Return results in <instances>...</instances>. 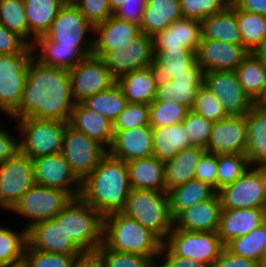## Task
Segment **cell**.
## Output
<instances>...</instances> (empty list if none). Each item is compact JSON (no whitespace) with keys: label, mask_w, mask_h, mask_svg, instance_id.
I'll list each match as a JSON object with an SVG mask.
<instances>
[{"label":"cell","mask_w":266,"mask_h":267,"mask_svg":"<svg viewBox=\"0 0 266 267\" xmlns=\"http://www.w3.org/2000/svg\"><path fill=\"white\" fill-rule=\"evenodd\" d=\"M31 57L21 103L10 115L13 118H40L68 122L75 102L69 71L34 63Z\"/></svg>","instance_id":"obj_1"},{"label":"cell","mask_w":266,"mask_h":267,"mask_svg":"<svg viewBox=\"0 0 266 267\" xmlns=\"http://www.w3.org/2000/svg\"><path fill=\"white\" fill-rule=\"evenodd\" d=\"M130 190L127 163L107 153L82 181L80 197L104 217L124 208Z\"/></svg>","instance_id":"obj_2"},{"label":"cell","mask_w":266,"mask_h":267,"mask_svg":"<svg viewBox=\"0 0 266 267\" xmlns=\"http://www.w3.org/2000/svg\"><path fill=\"white\" fill-rule=\"evenodd\" d=\"M103 244L118 252L147 256L155 262L163 242L135 219L114 212L103 217Z\"/></svg>","instance_id":"obj_3"},{"label":"cell","mask_w":266,"mask_h":267,"mask_svg":"<svg viewBox=\"0 0 266 267\" xmlns=\"http://www.w3.org/2000/svg\"><path fill=\"white\" fill-rule=\"evenodd\" d=\"M120 212L138 221L163 243L174 228L166 191L131 188Z\"/></svg>","instance_id":"obj_4"},{"label":"cell","mask_w":266,"mask_h":267,"mask_svg":"<svg viewBox=\"0 0 266 267\" xmlns=\"http://www.w3.org/2000/svg\"><path fill=\"white\" fill-rule=\"evenodd\" d=\"M84 253H95L103 243V216L81 197L73 198L54 218Z\"/></svg>","instance_id":"obj_5"},{"label":"cell","mask_w":266,"mask_h":267,"mask_svg":"<svg viewBox=\"0 0 266 267\" xmlns=\"http://www.w3.org/2000/svg\"><path fill=\"white\" fill-rule=\"evenodd\" d=\"M19 131L25 138L20 141V153L35 159L62 151L63 136L68 122L53 119H18Z\"/></svg>","instance_id":"obj_6"},{"label":"cell","mask_w":266,"mask_h":267,"mask_svg":"<svg viewBox=\"0 0 266 267\" xmlns=\"http://www.w3.org/2000/svg\"><path fill=\"white\" fill-rule=\"evenodd\" d=\"M247 170L233 183L217 191L222 208L266 209V169Z\"/></svg>","instance_id":"obj_7"},{"label":"cell","mask_w":266,"mask_h":267,"mask_svg":"<svg viewBox=\"0 0 266 267\" xmlns=\"http://www.w3.org/2000/svg\"><path fill=\"white\" fill-rule=\"evenodd\" d=\"M72 199L73 197L68 192L34 184L23 194L11 211L30 219L31 222L25 229L28 231L37 223L54 219Z\"/></svg>","instance_id":"obj_8"},{"label":"cell","mask_w":266,"mask_h":267,"mask_svg":"<svg viewBox=\"0 0 266 267\" xmlns=\"http://www.w3.org/2000/svg\"><path fill=\"white\" fill-rule=\"evenodd\" d=\"M164 244L176 255L211 267L225 245L217 232L184 231L173 228Z\"/></svg>","instance_id":"obj_9"},{"label":"cell","mask_w":266,"mask_h":267,"mask_svg":"<svg viewBox=\"0 0 266 267\" xmlns=\"http://www.w3.org/2000/svg\"><path fill=\"white\" fill-rule=\"evenodd\" d=\"M107 150L108 148L85 133L66 125L61 153L81 181L97 167Z\"/></svg>","instance_id":"obj_10"},{"label":"cell","mask_w":266,"mask_h":267,"mask_svg":"<svg viewBox=\"0 0 266 267\" xmlns=\"http://www.w3.org/2000/svg\"><path fill=\"white\" fill-rule=\"evenodd\" d=\"M71 78L72 96L75 103L106 91L116 84V79L102 58L89 55L68 70Z\"/></svg>","instance_id":"obj_11"},{"label":"cell","mask_w":266,"mask_h":267,"mask_svg":"<svg viewBox=\"0 0 266 267\" xmlns=\"http://www.w3.org/2000/svg\"><path fill=\"white\" fill-rule=\"evenodd\" d=\"M102 59L116 80L136 69L148 67L154 60L153 37L141 33L128 43L113 46Z\"/></svg>","instance_id":"obj_12"},{"label":"cell","mask_w":266,"mask_h":267,"mask_svg":"<svg viewBox=\"0 0 266 267\" xmlns=\"http://www.w3.org/2000/svg\"><path fill=\"white\" fill-rule=\"evenodd\" d=\"M33 54L0 55V109L11 115L21 103Z\"/></svg>","instance_id":"obj_13"},{"label":"cell","mask_w":266,"mask_h":267,"mask_svg":"<svg viewBox=\"0 0 266 267\" xmlns=\"http://www.w3.org/2000/svg\"><path fill=\"white\" fill-rule=\"evenodd\" d=\"M34 184V166L30 157L19 152L0 163V206L11 210Z\"/></svg>","instance_id":"obj_14"},{"label":"cell","mask_w":266,"mask_h":267,"mask_svg":"<svg viewBox=\"0 0 266 267\" xmlns=\"http://www.w3.org/2000/svg\"><path fill=\"white\" fill-rule=\"evenodd\" d=\"M203 85L218 98L228 116L246 115L255 104L235 71H206Z\"/></svg>","instance_id":"obj_15"},{"label":"cell","mask_w":266,"mask_h":267,"mask_svg":"<svg viewBox=\"0 0 266 267\" xmlns=\"http://www.w3.org/2000/svg\"><path fill=\"white\" fill-rule=\"evenodd\" d=\"M35 184L68 192L73 198L80 197L82 181L71 170L70 164L56 153L32 159ZM75 183L72 189L68 186Z\"/></svg>","instance_id":"obj_16"},{"label":"cell","mask_w":266,"mask_h":267,"mask_svg":"<svg viewBox=\"0 0 266 267\" xmlns=\"http://www.w3.org/2000/svg\"><path fill=\"white\" fill-rule=\"evenodd\" d=\"M89 29L94 27L77 6L64 5L44 36L58 46H94V41L84 38Z\"/></svg>","instance_id":"obj_17"},{"label":"cell","mask_w":266,"mask_h":267,"mask_svg":"<svg viewBox=\"0 0 266 267\" xmlns=\"http://www.w3.org/2000/svg\"><path fill=\"white\" fill-rule=\"evenodd\" d=\"M247 149L246 116H228L213 122L205 150L218 154H245Z\"/></svg>","instance_id":"obj_18"},{"label":"cell","mask_w":266,"mask_h":267,"mask_svg":"<svg viewBox=\"0 0 266 267\" xmlns=\"http://www.w3.org/2000/svg\"><path fill=\"white\" fill-rule=\"evenodd\" d=\"M249 53L243 45L201 38L196 61L204 72L235 71Z\"/></svg>","instance_id":"obj_19"},{"label":"cell","mask_w":266,"mask_h":267,"mask_svg":"<svg viewBox=\"0 0 266 267\" xmlns=\"http://www.w3.org/2000/svg\"><path fill=\"white\" fill-rule=\"evenodd\" d=\"M113 132V139L107 150L112 157L127 163L153 155V133L150 125Z\"/></svg>","instance_id":"obj_20"},{"label":"cell","mask_w":266,"mask_h":267,"mask_svg":"<svg viewBox=\"0 0 266 267\" xmlns=\"http://www.w3.org/2000/svg\"><path fill=\"white\" fill-rule=\"evenodd\" d=\"M28 244L36 250L82 256L84 253L72 242L55 219L35 224L27 231Z\"/></svg>","instance_id":"obj_21"},{"label":"cell","mask_w":266,"mask_h":267,"mask_svg":"<svg viewBox=\"0 0 266 267\" xmlns=\"http://www.w3.org/2000/svg\"><path fill=\"white\" fill-rule=\"evenodd\" d=\"M201 38V22L182 17L156 34L153 37V45L154 50L189 49L196 52Z\"/></svg>","instance_id":"obj_22"},{"label":"cell","mask_w":266,"mask_h":267,"mask_svg":"<svg viewBox=\"0 0 266 267\" xmlns=\"http://www.w3.org/2000/svg\"><path fill=\"white\" fill-rule=\"evenodd\" d=\"M203 83L204 71L196 63L188 70L187 74L174 75L168 82L158 86L154 100H173L191 110L195 103L197 91Z\"/></svg>","instance_id":"obj_23"},{"label":"cell","mask_w":266,"mask_h":267,"mask_svg":"<svg viewBox=\"0 0 266 267\" xmlns=\"http://www.w3.org/2000/svg\"><path fill=\"white\" fill-rule=\"evenodd\" d=\"M266 222V209L222 208L217 235L224 245L232 239L249 234L253 229Z\"/></svg>","instance_id":"obj_24"},{"label":"cell","mask_w":266,"mask_h":267,"mask_svg":"<svg viewBox=\"0 0 266 267\" xmlns=\"http://www.w3.org/2000/svg\"><path fill=\"white\" fill-rule=\"evenodd\" d=\"M222 205L218 194L182 211L174 219V228L184 231L217 232Z\"/></svg>","instance_id":"obj_25"},{"label":"cell","mask_w":266,"mask_h":267,"mask_svg":"<svg viewBox=\"0 0 266 267\" xmlns=\"http://www.w3.org/2000/svg\"><path fill=\"white\" fill-rule=\"evenodd\" d=\"M196 63V52L189 49L154 50V60L149 68L158 87L174 75L187 74Z\"/></svg>","instance_id":"obj_26"},{"label":"cell","mask_w":266,"mask_h":267,"mask_svg":"<svg viewBox=\"0 0 266 267\" xmlns=\"http://www.w3.org/2000/svg\"><path fill=\"white\" fill-rule=\"evenodd\" d=\"M99 38L94 41L93 55L102 58L113 46L128 43L141 34L138 24L119 19L114 15L94 27Z\"/></svg>","instance_id":"obj_27"},{"label":"cell","mask_w":266,"mask_h":267,"mask_svg":"<svg viewBox=\"0 0 266 267\" xmlns=\"http://www.w3.org/2000/svg\"><path fill=\"white\" fill-rule=\"evenodd\" d=\"M37 46L41 49L38 61L67 70L74 67L86 56L92 55L94 49V46H58L57 42L50 41L45 36H40L35 40L31 46L32 50L34 51Z\"/></svg>","instance_id":"obj_28"},{"label":"cell","mask_w":266,"mask_h":267,"mask_svg":"<svg viewBox=\"0 0 266 267\" xmlns=\"http://www.w3.org/2000/svg\"><path fill=\"white\" fill-rule=\"evenodd\" d=\"M246 116L247 149L249 164L266 169V107L254 104Z\"/></svg>","instance_id":"obj_29"},{"label":"cell","mask_w":266,"mask_h":267,"mask_svg":"<svg viewBox=\"0 0 266 267\" xmlns=\"http://www.w3.org/2000/svg\"><path fill=\"white\" fill-rule=\"evenodd\" d=\"M68 124L90 138L110 147L113 139V123L106 117L89 110L82 103H75Z\"/></svg>","instance_id":"obj_30"},{"label":"cell","mask_w":266,"mask_h":267,"mask_svg":"<svg viewBox=\"0 0 266 267\" xmlns=\"http://www.w3.org/2000/svg\"><path fill=\"white\" fill-rule=\"evenodd\" d=\"M127 167L131 188L166 191L164 161L151 155L129 161Z\"/></svg>","instance_id":"obj_31"},{"label":"cell","mask_w":266,"mask_h":267,"mask_svg":"<svg viewBox=\"0 0 266 267\" xmlns=\"http://www.w3.org/2000/svg\"><path fill=\"white\" fill-rule=\"evenodd\" d=\"M201 25L204 39L243 45L236 18V5L232 1L223 11L205 18Z\"/></svg>","instance_id":"obj_32"},{"label":"cell","mask_w":266,"mask_h":267,"mask_svg":"<svg viewBox=\"0 0 266 267\" xmlns=\"http://www.w3.org/2000/svg\"><path fill=\"white\" fill-rule=\"evenodd\" d=\"M205 152L203 147L191 146L165 162L166 192L194 179L197 163Z\"/></svg>","instance_id":"obj_33"},{"label":"cell","mask_w":266,"mask_h":267,"mask_svg":"<svg viewBox=\"0 0 266 267\" xmlns=\"http://www.w3.org/2000/svg\"><path fill=\"white\" fill-rule=\"evenodd\" d=\"M182 17L179 0H148L140 25L141 33L154 37Z\"/></svg>","instance_id":"obj_34"},{"label":"cell","mask_w":266,"mask_h":267,"mask_svg":"<svg viewBox=\"0 0 266 267\" xmlns=\"http://www.w3.org/2000/svg\"><path fill=\"white\" fill-rule=\"evenodd\" d=\"M116 83L130 103L150 105L156 98L157 86L149 66L125 74Z\"/></svg>","instance_id":"obj_35"},{"label":"cell","mask_w":266,"mask_h":267,"mask_svg":"<svg viewBox=\"0 0 266 267\" xmlns=\"http://www.w3.org/2000/svg\"><path fill=\"white\" fill-rule=\"evenodd\" d=\"M153 156L166 162L182 149L193 146L183 123L152 128Z\"/></svg>","instance_id":"obj_36"},{"label":"cell","mask_w":266,"mask_h":267,"mask_svg":"<svg viewBox=\"0 0 266 267\" xmlns=\"http://www.w3.org/2000/svg\"><path fill=\"white\" fill-rule=\"evenodd\" d=\"M217 191L207 183L192 179L168 191L170 212L175 219L182 211L212 199Z\"/></svg>","instance_id":"obj_37"},{"label":"cell","mask_w":266,"mask_h":267,"mask_svg":"<svg viewBox=\"0 0 266 267\" xmlns=\"http://www.w3.org/2000/svg\"><path fill=\"white\" fill-rule=\"evenodd\" d=\"M28 24V37L32 34L31 46L44 36L64 6L61 0H24Z\"/></svg>","instance_id":"obj_38"},{"label":"cell","mask_w":266,"mask_h":267,"mask_svg":"<svg viewBox=\"0 0 266 267\" xmlns=\"http://www.w3.org/2000/svg\"><path fill=\"white\" fill-rule=\"evenodd\" d=\"M235 72L243 90L256 102L262 96L266 87V66L256 55L250 52Z\"/></svg>","instance_id":"obj_39"},{"label":"cell","mask_w":266,"mask_h":267,"mask_svg":"<svg viewBox=\"0 0 266 267\" xmlns=\"http://www.w3.org/2000/svg\"><path fill=\"white\" fill-rule=\"evenodd\" d=\"M225 248L236 256L263 263L266 256V222L249 234L232 239Z\"/></svg>","instance_id":"obj_40"},{"label":"cell","mask_w":266,"mask_h":267,"mask_svg":"<svg viewBox=\"0 0 266 267\" xmlns=\"http://www.w3.org/2000/svg\"><path fill=\"white\" fill-rule=\"evenodd\" d=\"M81 103L89 110L106 117L113 123L125 109L128 101L116 83L110 89L87 97Z\"/></svg>","instance_id":"obj_41"},{"label":"cell","mask_w":266,"mask_h":267,"mask_svg":"<svg viewBox=\"0 0 266 267\" xmlns=\"http://www.w3.org/2000/svg\"><path fill=\"white\" fill-rule=\"evenodd\" d=\"M236 18L243 46L252 53L266 35V16L241 10L236 6Z\"/></svg>","instance_id":"obj_42"},{"label":"cell","mask_w":266,"mask_h":267,"mask_svg":"<svg viewBox=\"0 0 266 267\" xmlns=\"http://www.w3.org/2000/svg\"><path fill=\"white\" fill-rule=\"evenodd\" d=\"M0 24L16 33L30 47L24 0H0Z\"/></svg>","instance_id":"obj_43"},{"label":"cell","mask_w":266,"mask_h":267,"mask_svg":"<svg viewBox=\"0 0 266 267\" xmlns=\"http://www.w3.org/2000/svg\"><path fill=\"white\" fill-rule=\"evenodd\" d=\"M190 110L173 100H153L149 105V125L152 128L180 124Z\"/></svg>","instance_id":"obj_44"},{"label":"cell","mask_w":266,"mask_h":267,"mask_svg":"<svg viewBox=\"0 0 266 267\" xmlns=\"http://www.w3.org/2000/svg\"><path fill=\"white\" fill-rule=\"evenodd\" d=\"M249 168V159L245 154L217 155V191L233 183Z\"/></svg>","instance_id":"obj_45"},{"label":"cell","mask_w":266,"mask_h":267,"mask_svg":"<svg viewBox=\"0 0 266 267\" xmlns=\"http://www.w3.org/2000/svg\"><path fill=\"white\" fill-rule=\"evenodd\" d=\"M27 243L26 230L18 234L17 231L0 227V267L23 257Z\"/></svg>","instance_id":"obj_46"},{"label":"cell","mask_w":266,"mask_h":267,"mask_svg":"<svg viewBox=\"0 0 266 267\" xmlns=\"http://www.w3.org/2000/svg\"><path fill=\"white\" fill-rule=\"evenodd\" d=\"M95 254L100 259L103 267H154L149 257L107 248L103 243L96 249Z\"/></svg>","instance_id":"obj_47"},{"label":"cell","mask_w":266,"mask_h":267,"mask_svg":"<svg viewBox=\"0 0 266 267\" xmlns=\"http://www.w3.org/2000/svg\"><path fill=\"white\" fill-rule=\"evenodd\" d=\"M191 110L211 122H217L228 117L222 103L204 85L198 89L195 103Z\"/></svg>","instance_id":"obj_48"},{"label":"cell","mask_w":266,"mask_h":267,"mask_svg":"<svg viewBox=\"0 0 266 267\" xmlns=\"http://www.w3.org/2000/svg\"><path fill=\"white\" fill-rule=\"evenodd\" d=\"M183 17L202 22L205 18L223 11L230 0H179Z\"/></svg>","instance_id":"obj_49"},{"label":"cell","mask_w":266,"mask_h":267,"mask_svg":"<svg viewBox=\"0 0 266 267\" xmlns=\"http://www.w3.org/2000/svg\"><path fill=\"white\" fill-rule=\"evenodd\" d=\"M24 257L28 261L30 267H73L75 261L81 256L43 252L33 249L27 243Z\"/></svg>","instance_id":"obj_50"},{"label":"cell","mask_w":266,"mask_h":267,"mask_svg":"<svg viewBox=\"0 0 266 267\" xmlns=\"http://www.w3.org/2000/svg\"><path fill=\"white\" fill-rule=\"evenodd\" d=\"M149 125V105L128 102L113 122V130H128Z\"/></svg>","instance_id":"obj_51"},{"label":"cell","mask_w":266,"mask_h":267,"mask_svg":"<svg viewBox=\"0 0 266 267\" xmlns=\"http://www.w3.org/2000/svg\"><path fill=\"white\" fill-rule=\"evenodd\" d=\"M182 123L190 138L191 144L205 149L211 135L213 122L190 110Z\"/></svg>","instance_id":"obj_52"},{"label":"cell","mask_w":266,"mask_h":267,"mask_svg":"<svg viewBox=\"0 0 266 267\" xmlns=\"http://www.w3.org/2000/svg\"><path fill=\"white\" fill-rule=\"evenodd\" d=\"M76 6L93 27L113 16L108 0H80Z\"/></svg>","instance_id":"obj_53"},{"label":"cell","mask_w":266,"mask_h":267,"mask_svg":"<svg viewBox=\"0 0 266 267\" xmlns=\"http://www.w3.org/2000/svg\"><path fill=\"white\" fill-rule=\"evenodd\" d=\"M33 52L21 37L0 24V55L34 54Z\"/></svg>","instance_id":"obj_54"},{"label":"cell","mask_w":266,"mask_h":267,"mask_svg":"<svg viewBox=\"0 0 266 267\" xmlns=\"http://www.w3.org/2000/svg\"><path fill=\"white\" fill-rule=\"evenodd\" d=\"M194 178L209 184L217 191V155L205 152L197 163Z\"/></svg>","instance_id":"obj_55"},{"label":"cell","mask_w":266,"mask_h":267,"mask_svg":"<svg viewBox=\"0 0 266 267\" xmlns=\"http://www.w3.org/2000/svg\"><path fill=\"white\" fill-rule=\"evenodd\" d=\"M148 0H126L113 15L119 19L141 25Z\"/></svg>","instance_id":"obj_56"},{"label":"cell","mask_w":266,"mask_h":267,"mask_svg":"<svg viewBox=\"0 0 266 267\" xmlns=\"http://www.w3.org/2000/svg\"><path fill=\"white\" fill-rule=\"evenodd\" d=\"M260 263L248 258L236 256L224 248L211 267H259Z\"/></svg>","instance_id":"obj_57"},{"label":"cell","mask_w":266,"mask_h":267,"mask_svg":"<svg viewBox=\"0 0 266 267\" xmlns=\"http://www.w3.org/2000/svg\"><path fill=\"white\" fill-rule=\"evenodd\" d=\"M165 252V261L162 265H157L155 262L154 267H208L206 264L193 260L191 258H184L176 256L164 243L162 245L160 254Z\"/></svg>","instance_id":"obj_58"},{"label":"cell","mask_w":266,"mask_h":267,"mask_svg":"<svg viewBox=\"0 0 266 267\" xmlns=\"http://www.w3.org/2000/svg\"><path fill=\"white\" fill-rule=\"evenodd\" d=\"M19 152V142L15 141L9 132L0 129V163L13 158Z\"/></svg>","instance_id":"obj_59"},{"label":"cell","mask_w":266,"mask_h":267,"mask_svg":"<svg viewBox=\"0 0 266 267\" xmlns=\"http://www.w3.org/2000/svg\"><path fill=\"white\" fill-rule=\"evenodd\" d=\"M241 10L266 16V0H232Z\"/></svg>","instance_id":"obj_60"},{"label":"cell","mask_w":266,"mask_h":267,"mask_svg":"<svg viewBox=\"0 0 266 267\" xmlns=\"http://www.w3.org/2000/svg\"><path fill=\"white\" fill-rule=\"evenodd\" d=\"M73 267H103L100 259L95 253L84 254L79 257Z\"/></svg>","instance_id":"obj_61"},{"label":"cell","mask_w":266,"mask_h":267,"mask_svg":"<svg viewBox=\"0 0 266 267\" xmlns=\"http://www.w3.org/2000/svg\"><path fill=\"white\" fill-rule=\"evenodd\" d=\"M252 53L256 55L261 60V62L266 66V35L263 37L260 44Z\"/></svg>","instance_id":"obj_62"},{"label":"cell","mask_w":266,"mask_h":267,"mask_svg":"<svg viewBox=\"0 0 266 267\" xmlns=\"http://www.w3.org/2000/svg\"><path fill=\"white\" fill-rule=\"evenodd\" d=\"M3 267H30L28 261L26 258L23 256L20 259L13 261L11 263H8L7 265Z\"/></svg>","instance_id":"obj_63"},{"label":"cell","mask_w":266,"mask_h":267,"mask_svg":"<svg viewBox=\"0 0 266 267\" xmlns=\"http://www.w3.org/2000/svg\"><path fill=\"white\" fill-rule=\"evenodd\" d=\"M108 1H109L111 10L114 13L117 9H119L125 3L126 0H108Z\"/></svg>","instance_id":"obj_64"},{"label":"cell","mask_w":266,"mask_h":267,"mask_svg":"<svg viewBox=\"0 0 266 267\" xmlns=\"http://www.w3.org/2000/svg\"><path fill=\"white\" fill-rule=\"evenodd\" d=\"M255 104H258L261 107H266V87L262 96L255 102Z\"/></svg>","instance_id":"obj_65"},{"label":"cell","mask_w":266,"mask_h":267,"mask_svg":"<svg viewBox=\"0 0 266 267\" xmlns=\"http://www.w3.org/2000/svg\"><path fill=\"white\" fill-rule=\"evenodd\" d=\"M63 5L76 6L80 0H61Z\"/></svg>","instance_id":"obj_66"},{"label":"cell","mask_w":266,"mask_h":267,"mask_svg":"<svg viewBox=\"0 0 266 267\" xmlns=\"http://www.w3.org/2000/svg\"><path fill=\"white\" fill-rule=\"evenodd\" d=\"M259 267H266V264L261 263V264L259 265Z\"/></svg>","instance_id":"obj_67"}]
</instances>
